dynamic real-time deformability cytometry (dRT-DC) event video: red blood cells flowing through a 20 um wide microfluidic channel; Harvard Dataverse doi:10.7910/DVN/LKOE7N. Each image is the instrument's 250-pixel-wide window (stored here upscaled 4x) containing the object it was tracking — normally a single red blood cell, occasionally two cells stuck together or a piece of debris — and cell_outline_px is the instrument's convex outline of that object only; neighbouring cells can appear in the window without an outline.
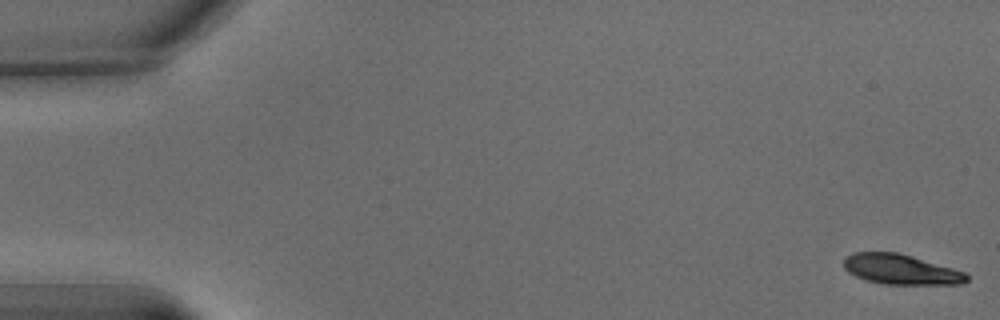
{"species": "common noctule bat (a hibernating species)", "species_latin": "Nyctalus noctula", "temperature_condition": "warm", "stored_images_in_passage": 16, "camera_frame_rate_fps": 3000, "um_per_image_px": 0.085, "animal": {"sex": "male", "body_mass_g": 15.6}, "frame": {"image": 1, "passage_image": 1, "time_ms": 0.0, "image_size_px": [1000, 320], "cell_outline_px": [[968, 280], [964, 284], [884, 284], [868, 280], [856, 276], [848, 272], [844, 268], [844, 260], [852, 252], [896, 252], [912, 256], [952, 268], [964, 272], [968, 276]], "centroid_in_image_um": [76.57, 22.9], "position_along_channel_um": 8.4, "area_um2": 21.33}}